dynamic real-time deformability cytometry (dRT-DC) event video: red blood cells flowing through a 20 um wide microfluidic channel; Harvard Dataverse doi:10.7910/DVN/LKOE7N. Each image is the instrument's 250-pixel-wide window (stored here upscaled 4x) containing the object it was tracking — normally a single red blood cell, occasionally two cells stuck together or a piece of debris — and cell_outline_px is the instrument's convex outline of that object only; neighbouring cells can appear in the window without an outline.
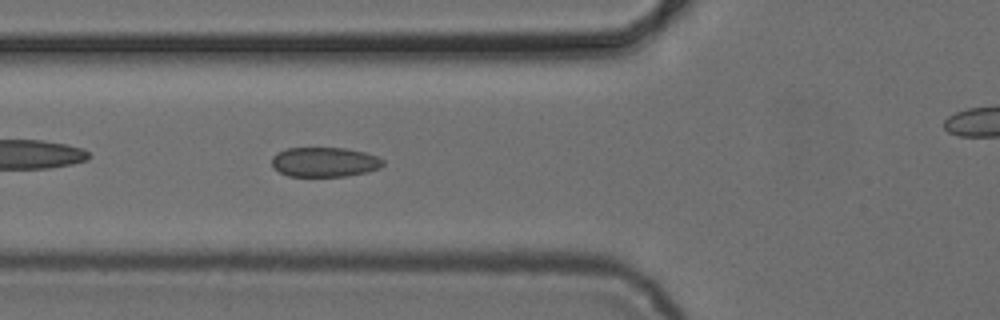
{"species": "common noctule bat (a hibernating species)", "species_latin": "Nyctalus noctula", "temperature_condition": "cold", "stored_images_in_passage": 32, "camera_frame_rate_fps": 3000, "um_per_image_px": 0.085, "animal": {"sex": "female", "body_mass_g": 24.6, "forearm_length_mm": 56.2}, "frame": {"image": 1, "passage_image": 5, "time_ms": 1.333, "image_size_px": [1000, 320], "cell_outline_px": [[384, 164], [380, 168], [368, 172], [348, 176], [288, 176], [280, 172], [272, 164], [272, 156], [276, 152], [288, 148], [344, 148], [364, 152], [376, 156], [384, 160]], "centroid_in_image_um": [27.6, 13.77], "position_along_channel_um": 98.2, "area_um2": 19.25}}
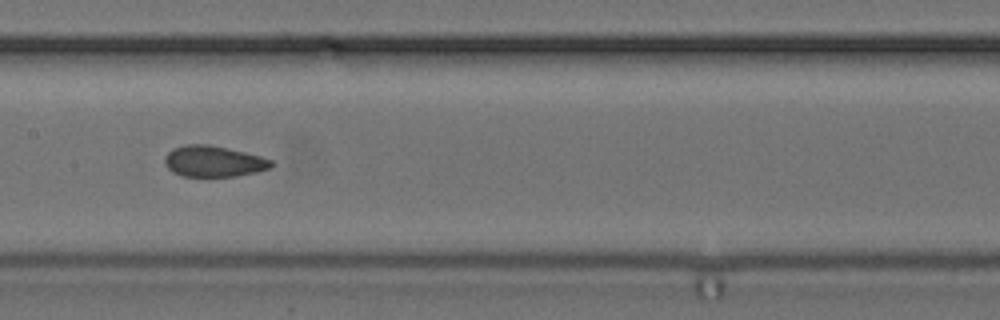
{"frame": {"image": 2, "passage_image": 12, "time_ms": 3.667, "image_size_px": [1000, 320], "cell_outline_px": [[272, 168], [256, 172], [236, 176], [184, 176], [172, 172], [164, 164], [164, 156], [172, 148], [188, 144], [208, 144], [244, 152], [260, 156], [272, 160]], "centroid_in_image_um": [18.13, 13.71], "position_along_channel_um": 189.3, "area_um2": 19.25}}
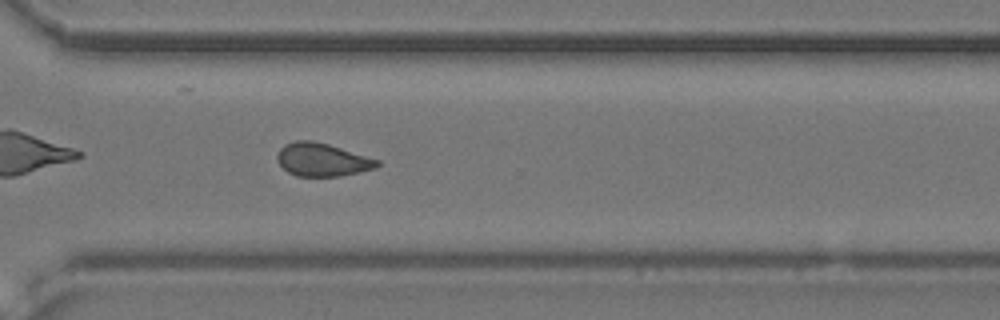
{"frame": {"image": 3, "passage_image": 24, "time_ms": 7.667, "image_size_px": [1000, 320], "cell_outline_px": [[380, 164], [376, 168], [340, 176], [296, 176], [288, 172], [280, 164], [276, 156], [280, 148], [284, 144], [296, 140], [312, 140], [328, 144], [380, 160]], "centroid_in_image_um": [27.38, 13.57], "position_along_channel_um": 343.2, "area_um2": 19.25}}